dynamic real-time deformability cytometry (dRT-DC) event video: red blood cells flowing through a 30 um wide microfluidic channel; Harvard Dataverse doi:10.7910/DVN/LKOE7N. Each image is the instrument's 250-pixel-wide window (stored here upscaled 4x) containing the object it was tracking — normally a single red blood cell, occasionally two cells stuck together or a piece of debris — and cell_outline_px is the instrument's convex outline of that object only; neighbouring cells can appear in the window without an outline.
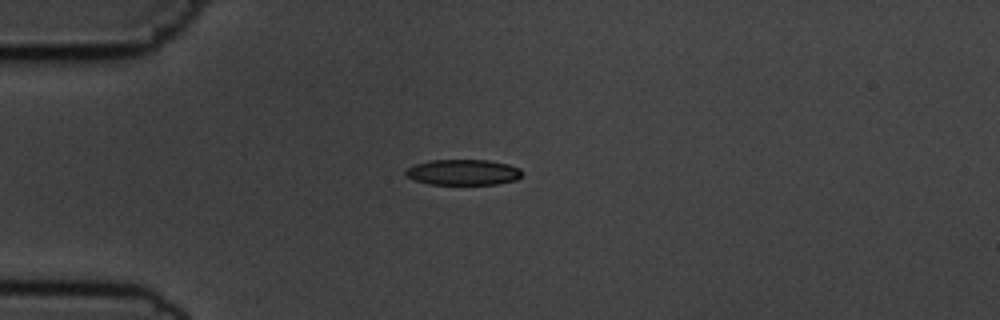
{"species": "common noctule bat (a hibernating species)", "species_latin": "Nyctalus noctula", "temperature_condition": "cold", "stored_images_in_passage": 8, "camera_frame_rate_fps": 3000, "um_per_image_px": 0.085, "animal": {"sex": "male", "body_mass_g": 19.5, "forearm_length_mm": 54.6}, "frame": {"image": 1, "passage_image": 1, "time_ms": 0.0, "image_size_px": [1000, 320], "cell_outline_px": [[520, 176], [516, 180], [496, 184], [428, 184], [416, 180], [408, 176], [404, 172], [408, 168], [416, 164], [428, 160], [488, 160], [508, 164], [520, 168]], "centroid_in_image_um": [39.37, 14.64], "position_along_channel_um": 45.6, "area_um2": 17.22}}
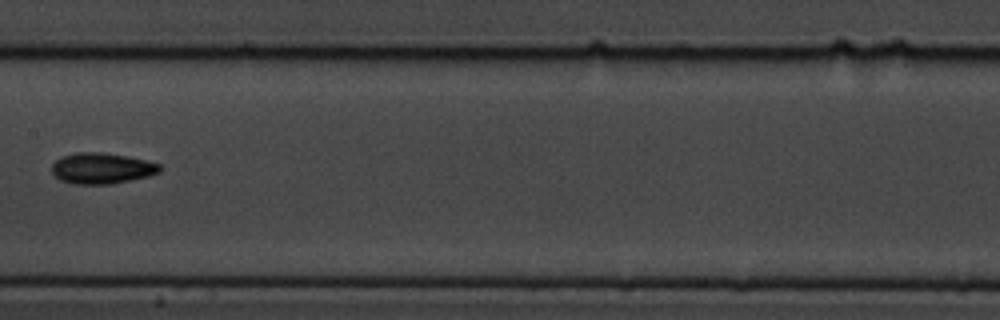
{"frame": {"image": 2, "passage_image": 5, "time_ms": 4.667, "image_size_px": [1000, 320], "cell_outline_px": [[160, 172], [148, 176], [112, 184], [72, 184], [60, 180], [52, 176], [52, 164], [60, 156], [76, 152], [104, 152], [128, 156], [160, 164]], "centroid_in_image_um": [8.6, 14.3], "position_along_channel_um": 198.8, "area_um2": 19.65}}
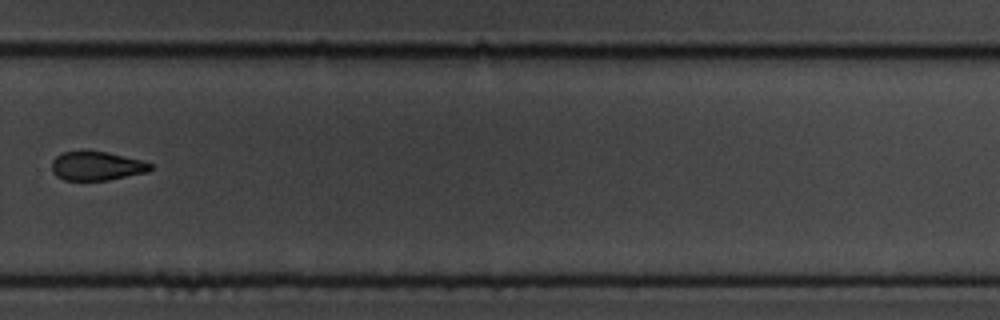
{"frame": {"image": 3, "passage_image": 8, "time_ms": 8.0, "image_size_px": [1000, 320], "cell_outline_px": [[152, 168], [148, 172], [108, 180], [64, 180], [56, 176], [52, 172], [52, 160], [56, 156], [64, 152], [80, 148], [84, 148], [108, 152], [144, 160], [152, 164]], "centroid_in_image_um": [8.2, 14.06], "position_along_channel_um": 321.6, "area_um2": 17.28}}